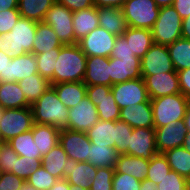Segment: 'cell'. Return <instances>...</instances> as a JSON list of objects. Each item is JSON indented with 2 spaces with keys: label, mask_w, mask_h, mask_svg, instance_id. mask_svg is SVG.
<instances>
[{
  "label": "cell",
  "mask_w": 190,
  "mask_h": 190,
  "mask_svg": "<svg viewBox=\"0 0 190 190\" xmlns=\"http://www.w3.org/2000/svg\"><path fill=\"white\" fill-rule=\"evenodd\" d=\"M2 173L3 171H2V168L0 167V178H1Z\"/></svg>",
  "instance_id": "66"
},
{
  "label": "cell",
  "mask_w": 190,
  "mask_h": 190,
  "mask_svg": "<svg viewBox=\"0 0 190 190\" xmlns=\"http://www.w3.org/2000/svg\"><path fill=\"white\" fill-rule=\"evenodd\" d=\"M11 55L0 50V82H9V61Z\"/></svg>",
  "instance_id": "53"
},
{
  "label": "cell",
  "mask_w": 190,
  "mask_h": 190,
  "mask_svg": "<svg viewBox=\"0 0 190 190\" xmlns=\"http://www.w3.org/2000/svg\"><path fill=\"white\" fill-rule=\"evenodd\" d=\"M67 129L87 132L99 121L96 106L86 95L74 108L69 109Z\"/></svg>",
  "instance_id": "14"
},
{
  "label": "cell",
  "mask_w": 190,
  "mask_h": 190,
  "mask_svg": "<svg viewBox=\"0 0 190 190\" xmlns=\"http://www.w3.org/2000/svg\"><path fill=\"white\" fill-rule=\"evenodd\" d=\"M20 190H38V189H36L34 186L25 181Z\"/></svg>",
  "instance_id": "63"
},
{
  "label": "cell",
  "mask_w": 190,
  "mask_h": 190,
  "mask_svg": "<svg viewBox=\"0 0 190 190\" xmlns=\"http://www.w3.org/2000/svg\"><path fill=\"white\" fill-rule=\"evenodd\" d=\"M25 180L11 172H3L0 178V190H20Z\"/></svg>",
  "instance_id": "49"
},
{
  "label": "cell",
  "mask_w": 190,
  "mask_h": 190,
  "mask_svg": "<svg viewBox=\"0 0 190 190\" xmlns=\"http://www.w3.org/2000/svg\"><path fill=\"white\" fill-rule=\"evenodd\" d=\"M183 147L190 153V133L186 135V138L184 140Z\"/></svg>",
  "instance_id": "62"
},
{
  "label": "cell",
  "mask_w": 190,
  "mask_h": 190,
  "mask_svg": "<svg viewBox=\"0 0 190 190\" xmlns=\"http://www.w3.org/2000/svg\"><path fill=\"white\" fill-rule=\"evenodd\" d=\"M91 144L106 145L114 147V121H104L99 119L96 124L87 132Z\"/></svg>",
  "instance_id": "35"
},
{
  "label": "cell",
  "mask_w": 190,
  "mask_h": 190,
  "mask_svg": "<svg viewBox=\"0 0 190 190\" xmlns=\"http://www.w3.org/2000/svg\"><path fill=\"white\" fill-rule=\"evenodd\" d=\"M117 36L102 27L93 29L78 41V45L87 57H110Z\"/></svg>",
  "instance_id": "10"
},
{
  "label": "cell",
  "mask_w": 190,
  "mask_h": 190,
  "mask_svg": "<svg viewBox=\"0 0 190 190\" xmlns=\"http://www.w3.org/2000/svg\"><path fill=\"white\" fill-rule=\"evenodd\" d=\"M171 170L166 157L163 153H157L149 160L146 179L151 180L157 185Z\"/></svg>",
  "instance_id": "40"
},
{
  "label": "cell",
  "mask_w": 190,
  "mask_h": 190,
  "mask_svg": "<svg viewBox=\"0 0 190 190\" xmlns=\"http://www.w3.org/2000/svg\"><path fill=\"white\" fill-rule=\"evenodd\" d=\"M112 58H139L133 54L131 48L129 47V43L123 35L117 36L111 55Z\"/></svg>",
  "instance_id": "47"
},
{
  "label": "cell",
  "mask_w": 190,
  "mask_h": 190,
  "mask_svg": "<svg viewBox=\"0 0 190 190\" xmlns=\"http://www.w3.org/2000/svg\"><path fill=\"white\" fill-rule=\"evenodd\" d=\"M184 123L188 129V132L190 133V106L188 107V109L186 111Z\"/></svg>",
  "instance_id": "61"
},
{
  "label": "cell",
  "mask_w": 190,
  "mask_h": 190,
  "mask_svg": "<svg viewBox=\"0 0 190 190\" xmlns=\"http://www.w3.org/2000/svg\"><path fill=\"white\" fill-rule=\"evenodd\" d=\"M141 76L144 79L147 75H154L163 72H176L174 69L168 47L153 44L141 58Z\"/></svg>",
  "instance_id": "12"
},
{
  "label": "cell",
  "mask_w": 190,
  "mask_h": 190,
  "mask_svg": "<svg viewBox=\"0 0 190 190\" xmlns=\"http://www.w3.org/2000/svg\"><path fill=\"white\" fill-rule=\"evenodd\" d=\"M3 144H4L3 142H0V153H1V146H2Z\"/></svg>",
  "instance_id": "67"
},
{
  "label": "cell",
  "mask_w": 190,
  "mask_h": 190,
  "mask_svg": "<svg viewBox=\"0 0 190 190\" xmlns=\"http://www.w3.org/2000/svg\"><path fill=\"white\" fill-rule=\"evenodd\" d=\"M181 36L183 39L190 40V14L188 17L182 19Z\"/></svg>",
  "instance_id": "56"
},
{
  "label": "cell",
  "mask_w": 190,
  "mask_h": 190,
  "mask_svg": "<svg viewBox=\"0 0 190 190\" xmlns=\"http://www.w3.org/2000/svg\"><path fill=\"white\" fill-rule=\"evenodd\" d=\"M140 58H112L110 62V77L112 85L126 82L131 79L141 78Z\"/></svg>",
  "instance_id": "21"
},
{
  "label": "cell",
  "mask_w": 190,
  "mask_h": 190,
  "mask_svg": "<svg viewBox=\"0 0 190 190\" xmlns=\"http://www.w3.org/2000/svg\"><path fill=\"white\" fill-rule=\"evenodd\" d=\"M33 121L65 129L68 126L69 109L59 100L50 86L32 105Z\"/></svg>",
  "instance_id": "2"
},
{
  "label": "cell",
  "mask_w": 190,
  "mask_h": 190,
  "mask_svg": "<svg viewBox=\"0 0 190 190\" xmlns=\"http://www.w3.org/2000/svg\"><path fill=\"white\" fill-rule=\"evenodd\" d=\"M18 9H8L0 12V34L8 33L20 18Z\"/></svg>",
  "instance_id": "48"
},
{
  "label": "cell",
  "mask_w": 190,
  "mask_h": 190,
  "mask_svg": "<svg viewBox=\"0 0 190 190\" xmlns=\"http://www.w3.org/2000/svg\"><path fill=\"white\" fill-rule=\"evenodd\" d=\"M97 167L90 162H78L69 159L64 166L63 179L69 184H75L89 190L90 183L95 178Z\"/></svg>",
  "instance_id": "19"
},
{
  "label": "cell",
  "mask_w": 190,
  "mask_h": 190,
  "mask_svg": "<svg viewBox=\"0 0 190 190\" xmlns=\"http://www.w3.org/2000/svg\"><path fill=\"white\" fill-rule=\"evenodd\" d=\"M158 7L172 6L174 0H154Z\"/></svg>",
  "instance_id": "60"
},
{
  "label": "cell",
  "mask_w": 190,
  "mask_h": 190,
  "mask_svg": "<svg viewBox=\"0 0 190 190\" xmlns=\"http://www.w3.org/2000/svg\"><path fill=\"white\" fill-rule=\"evenodd\" d=\"M37 73V60L33 53L22 54L9 61V82H19Z\"/></svg>",
  "instance_id": "25"
},
{
  "label": "cell",
  "mask_w": 190,
  "mask_h": 190,
  "mask_svg": "<svg viewBox=\"0 0 190 190\" xmlns=\"http://www.w3.org/2000/svg\"><path fill=\"white\" fill-rule=\"evenodd\" d=\"M86 95L96 106L99 119L104 121L119 120L120 108L111 92V86H87Z\"/></svg>",
  "instance_id": "9"
},
{
  "label": "cell",
  "mask_w": 190,
  "mask_h": 190,
  "mask_svg": "<svg viewBox=\"0 0 190 190\" xmlns=\"http://www.w3.org/2000/svg\"><path fill=\"white\" fill-rule=\"evenodd\" d=\"M180 92L190 100V68L177 72Z\"/></svg>",
  "instance_id": "52"
},
{
  "label": "cell",
  "mask_w": 190,
  "mask_h": 190,
  "mask_svg": "<svg viewBox=\"0 0 190 190\" xmlns=\"http://www.w3.org/2000/svg\"><path fill=\"white\" fill-rule=\"evenodd\" d=\"M188 187V180L173 170L157 184L158 190H187Z\"/></svg>",
  "instance_id": "45"
},
{
  "label": "cell",
  "mask_w": 190,
  "mask_h": 190,
  "mask_svg": "<svg viewBox=\"0 0 190 190\" xmlns=\"http://www.w3.org/2000/svg\"><path fill=\"white\" fill-rule=\"evenodd\" d=\"M111 92L120 109L131 104L147 102L150 99L142 77L113 84Z\"/></svg>",
  "instance_id": "11"
},
{
  "label": "cell",
  "mask_w": 190,
  "mask_h": 190,
  "mask_svg": "<svg viewBox=\"0 0 190 190\" xmlns=\"http://www.w3.org/2000/svg\"><path fill=\"white\" fill-rule=\"evenodd\" d=\"M60 49L61 47H57L51 49L50 51L48 50V52L35 55L37 60V71L42 77H45L48 80L53 77L54 68Z\"/></svg>",
  "instance_id": "39"
},
{
  "label": "cell",
  "mask_w": 190,
  "mask_h": 190,
  "mask_svg": "<svg viewBox=\"0 0 190 190\" xmlns=\"http://www.w3.org/2000/svg\"><path fill=\"white\" fill-rule=\"evenodd\" d=\"M109 57L91 56L86 60V73L83 82L86 86H112Z\"/></svg>",
  "instance_id": "20"
},
{
  "label": "cell",
  "mask_w": 190,
  "mask_h": 190,
  "mask_svg": "<svg viewBox=\"0 0 190 190\" xmlns=\"http://www.w3.org/2000/svg\"><path fill=\"white\" fill-rule=\"evenodd\" d=\"M55 2L56 0H18V10L22 18L39 23Z\"/></svg>",
  "instance_id": "31"
},
{
  "label": "cell",
  "mask_w": 190,
  "mask_h": 190,
  "mask_svg": "<svg viewBox=\"0 0 190 190\" xmlns=\"http://www.w3.org/2000/svg\"><path fill=\"white\" fill-rule=\"evenodd\" d=\"M72 22L75 44H77L79 40L89 34L93 29L99 27L97 7L93 6L73 12Z\"/></svg>",
  "instance_id": "23"
},
{
  "label": "cell",
  "mask_w": 190,
  "mask_h": 190,
  "mask_svg": "<svg viewBox=\"0 0 190 190\" xmlns=\"http://www.w3.org/2000/svg\"><path fill=\"white\" fill-rule=\"evenodd\" d=\"M68 160V155L58 143L46 155L42 157L41 164L47 172L55 178L63 179L64 166Z\"/></svg>",
  "instance_id": "33"
},
{
  "label": "cell",
  "mask_w": 190,
  "mask_h": 190,
  "mask_svg": "<svg viewBox=\"0 0 190 190\" xmlns=\"http://www.w3.org/2000/svg\"><path fill=\"white\" fill-rule=\"evenodd\" d=\"M31 130L34 142L42 156L59 143L60 129L57 127L34 123Z\"/></svg>",
  "instance_id": "27"
},
{
  "label": "cell",
  "mask_w": 190,
  "mask_h": 190,
  "mask_svg": "<svg viewBox=\"0 0 190 190\" xmlns=\"http://www.w3.org/2000/svg\"><path fill=\"white\" fill-rule=\"evenodd\" d=\"M57 3L67 7L72 12L93 7V0H56Z\"/></svg>",
  "instance_id": "51"
},
{
  "label": "cell",
  "mask_w": 190,
  "mask_h": 190,
  "mask_svg": "<svg viewBox=\"0 0 190 190\" xmlns=\"http://www.w3.org/2000/svg\"><path fill=\"white\" fill-rule=\"evenodd\" d=\"M154 129L158 153H164L167 150L182 147L188 134L184 120L178 122L173 121L166 126Z\"/></svg>",
  "instance_id": "16"
},
{
  "label": "cell",
  "mask_w": 190,
  "mask_h": 190,
  "mask_svg": "<svg viewBox=\"0 0 190 190\" xmlns=\"http://www.w3.org/2000/svg\"><path fill=\"white\" fill-rule=\"evenodd\" d=\"M122 35L129 43L133 54L140 59L154 44L152 31L150 29L129 27Z\"/></svg>",
  "instance_id": "26"
},
{
  "label": "cell",
  "mask_w": 190,
  "mask_h": 190,
  "mask_svg": "<svg viewBox=\"0 0 190 190\" xmlns=\"http://www.w3.org/2000/svg\"><path fill=\"white\" fill-rule=\"evenodd\" d=\"M59 144L69 159H74L78 162H88L91 141L87 133L67 128L60 129Z\"/></svg>",
  "instance_id": "13"
},
{
  "label": "cell",
  "mask_w": 190,
  "mask_h": 190,
  "mask_svg": "<svg viewBox=\"0 0 190 190\" xmlns=\"http://www.w3.org/2000/svg\"><path fill=\"white\" fill-rule=\"evenodd\" d=\"M163 154L171 170L188 180L190 177V153L182 146L167 150Z\"/></svg>",
  "instance_id": "36"
},
{
  "label": "cell",
  "mask_w": 190,
  "mask_h": 190,
  "mask_svg": "<svg viewBox=\"0 0 190 190\" xmlns=\"http://www.w3.org/2000/svg\"><path fill=\"white\" fill-rule=\"evenodd\" d=\"M119 120L132 128H154L151 100L121 108Z\"/></svg>",
  "instance_id": "18"
},
{
  "label": "cell",
  "mask_w": 190,
  "mask_h": 190,
  "mask_svg": "<svg viewBox=\"0 0 190 190\" xmlns=\"http://www.w3.org/2000/svg\"><path fill=\"white\" fill-rule=\"evenodd\" d=\"M172 6L179 13L182 19L190 14V0H174Z\"/></svg>",
  "instance_id": "54"
},
{
  "label": "cell",
  "mask_w": 190,
  "mask_h": 190,
  "mask_svg": "<svg viewBox=\"0 0 190 190\" xmlns=\"http://www.w3.org/2000/svg\"><path fill=\"white\" fill-rule=\"evenodd\" d=\"M51 87L55 90L59 100L68 109L74 108L86 96L87 86L81 82H62L52 84Z\"/></svg>",
  "instance_id": "24"
},
{
  "label": "cell",
  "mask_w": 190,
  "mask_h": 190,
  "mask_svg": "<svg viewBox=\"0 0 190 190\" xmlns=\"http://www.w3.org/2000/svg\"><path fill=\"white\" fill-rule=\"evenodd\" d=\"M19 85L27 102L32 105L51 86L50 81L39 73L20 80Z\"/></svg>",
  "instance_id": "32"
},
{
  "label": "cell",
  "mask_w": 190,
  "mask_h": 190,
  "mask_svg": "<svg viewBox=\"0 0 190 190\" xmlns=\"http://www.w3.org/2000/svg\"><path fill=\"white\" fill-rule=\"evenodd\" d=\"M151 100L154 128L166 126L170 122L184 120L190 100L182 93L161 96Z\"/></svg>",
  "instance_id": "4"
},
{
  "label": "cell",
  "mask_w": 190,
  "mask_h": 190,
  "mask_svg": "<svg viewBox=\"0 0 190 190\" xmlns=\"http://www.w3.org/2000/svg\"><path fill=\"white\" fill-rule=\"evenodd\" d=\"M0 105L5 109L31 107L18 82H0Z\"/></svg>",
  "instance_id": "30"
},
{
  "label": "cell",
  "mask_w": 190,
  "mask_h": 190,
  "mask_svg": "<svg viewBox=\"0 0 190 190\" xmlns=\"http://www.w3.org/2000/svg\"><path fill=\"white\" fill-rule=\"evenodd\" d=\"M114 173V168H97V173L90 183L89 190H112Z\"/></svg>",
  "instance_id": "44"
},
{
  "label": "cell",
  "mask_w": 190,
  "mask_h": 190,
  "mask_svg": "<svg viewBox=\"0 0 190 190\" xmlns=\"http://www.w3.org/2000/svg\"><path fill=\"white\" fill-rule=\"evenodd\" d=\"M167 47L176 72L190 68V40L180 38Z\"/></svg>",
  "instance_id": "38"
},
{
  "label": "cell",
  "mask_w": 190,
  "mask_h": 190,
  "mask_svg": "<svg viewBox=\"0 0 190 190\" xmlns=\"http://www.w3.org/2000/svg\"><path fill=\"white\" fill-rule=\"evenodd\" d=\"M133 128L121 120L114 121V148L119 154L128 155V146Z\"/></svg>",
  "instance_id": "41"
},
{
  "label": "cell",
  "mask_w": 190,
  "mask_h": 190,
  "mask_svg": "<svg viewBox=\"0 0 190 190\" xmlns=\"http://www.w3.org/2000/svg\"><path fill=\"white\" fill-rule=\"evenodd\" d=\"M129 27L152 29L160 7L154 0H126L122 7Z\"/></svg>",
  "instance_id": "6"
},
{
  "label": "cell",
  "mask_w": 190,
  "mask_h": 190,
  "mask_svg": "<svg viewBox=\"0 0 190 190\" xmlns=\"http://www.w3.org/2000/svg\"><path fill=\"white\" fill-rule=\"evenodd\" d=\"M19 155L30 158H39L42 161V154L34 142L32 130L19 134L7 142Z\"/></svg>",
  "instance_id": "37"
},
{
  "label": "cell",
  "mask_w": 190,
  "mask_h": 190,
  "mask_svg": "<svg viewBox=\"0 0 190 190\" xmlns=\"http://www.w3.org/2000/svg\"><path fill=\"white\" fill-rule=\"evenodd\" d=\"M149 160L127 154H120L114 170L118 173L129 174L139 181L146 179Z\"/></svg>",
  "instance_id": "28"
},
{
  "label": "cell",
  "mask_w": 190,
  "mask_h": 190,
  "mask_svg": "<svg viewBox=\"0 0 190 190\" xmlns=\"http://www.w3.org/2000/svg\"><path fill=\"white\" fill-rule=\"evenodd\" d=\"M69 190H88V189L83 188L81 186H77L75 184H69Z\"/></svg>",
  "instance_id": "64"
},
{
  "label": "cell",
  "mask_w": 190,
  "mask_h": 190,
  "mask_svg": "<svg viewBox=\"0 0 190 190\" xmlns=\"http://www.w3.org/2000/svg\"><path fill=\"white\" fill-rule=\"evenodd\" d=\"M99 26L116 36L122 35L128 28V23L122 9L117 7L97 8Z\"/></svg>",
  "instance_id": "22"
},
{
  "label": "cell",
  "mask_w": 190,
  "mask_h": 190,
  "mask_svg": "<svg viewBox=\"0 0 190 190\" xmlns=\"http://www.w3.org/2000/svg\"><path fill=\"white\" fill-rule=\"evenodd\" d=\"M57 178L51 175L45 170L43 165L40 167L25 180L38 190H49L56 182Z\"/></svg>",
  "instance_id": "43"
},
{
  "label": "cell",
  "mask_w": 190,
  "mask_h": 190,
  "mask_svg": "<svg viewBox=\"0 0 190 190\" xmlns=\"http://www.w3.org/2000/svg\"><path fill=\"white\" fill-rule=\"evenodd\" d=\"M158 153L154 128H133L129 140L128 155L150 160Z\"/></svg>",
  "instance_id": "15"
},
{
  "label": "cell",
  "mask_w": 190,
  "mask_h": 190,
  "mask_svg": "<svg viewBox=\"0 0 190 190\" xmlns=\"http://www.w3.org/2000/svg\"><path fill=\"white\" fill-rule=\"evenodd\" d=\"M144 82L150 99L181 93L177 72L147 75Z\"/></svg>",
  "instance_id": "17"
},
{
  "label": "cell",
  "mask_w": 190,
  "mask_h": 190,
  "mask_svg": "<svg viewBox=\"0 0 190 190\" xmlns=\"http://www.w3.org/2000/svg\"><path fill=\"white\" fill-rule=\"evenodd\" d=\"M49 190H69V183L66 179H59Z\"/></svg>",
  "instance_id": "58"
},
{
  "label": "cell",
  "mask_w": 190,
  "mask_h": 190,
  "mask_svg": "<svg viewBox=\"0 0 190 190\" xmlns=\"http://www.w3.org/2000/svg\"><path fill=\"white\" fill-rule=\"evenodd\" d=\"M87 56L78 44L63 45L57 57L50 84L81 82L86 73Z\"/></svg>",
  "instance_id": "1"
},
{
  "label": "cell",
  "mask_w": 190,
  "mask_h": 190,
  "mask_svg": "<svg viewBox=\"0 0 190 190\" xmlns=\"http://www.w3.org/2000/svg\"><path fill=\"white\" fill-rule=\"evenodd\" d=\"M4 111H5V108L0 105V119L3 116ZM0 142H2L1 136H0Z\"/></svg>",
  "instance_id": "65"
},
{
  "label": "cell",
  "mask_w": 190,
  "mask_h": 190,
  "mask_svg": "<svg viewBox=\"0 0 190 190\" xmlns=\"http://www.w3.org/2000/svg\"><path fill=\"white\" fill-rule=\"evenodd\" d=\"M62 46L63 44L50 25L43 21L37 23L32 50L34 55Z\"/></svg>",
  "instance_id": "29"
},
{
  "label": "cell",
  "mask_w": 190,
  "mask_h": 190,
  "mask_svg": "<svg viewBox=\"0 0 190 190\" xmlns=\"http://www.w3.org/2000/svg\"><path fill=\"white\" fill-rule=\"evenodd\" d=\"M41 165L39 158H30L26 156L14 157L13 170L11 173L26 180L29 175L33 174Z\"/></svg>",
  "instance_id": "42"
},
{
  "label": "cell",
  "mask_w": 190,
  "mask_h": 190,
  "mask_svg": "<svg viewBox=\"0 0 190 190\" xmlns=\"http://www.w3.org/2000/svg\"><path fill=\"white\" fill-rule=\"evenodd\" d=\"M140 190H158V188L153 181L144 179L141 181Z\"/></svg>",
  "instance_id": "59"
},
{
  "label": "cell",
  "mask_w": 190,
  "mask_h": 190,
  "mask_svg": "<svg viewBox=\"0 0 190 190\" xmlns=\"http://www.w3.org/2000/svg\"><path fill=\"white\" fill-rule=\"evenodd\" d=\"M126 0H93L95 7H117L122 9Z\"/></svg>",
  "instance_id": "55"
},
{
  "label": "cell",
  "mask_w": 190,
  "mask_h": 190,
  "mask_svg": "<svg viewBox=\"0 0 190 190\" xmlns=\"http://www.w3.org/2000/svg\"><path fill=\"white\" fill-rule=\"evenodd\" d=\"M72 18L71 10L55 2L46 12L43 22L52 27L63 45H73L75 36Z\"/></svg>",
  "instance_id": "8"
},
{
  "label": "cell",
  "mask_w": 190,
  "mask_h": 190,
  "mask_svg": "<svg viewBox=\"0 0 190 190\" xmlns=\"http://www.w3.org/2000/svg\"><path fill=\"white\" fill-rule=\"evenodd\" d=\"M34 124L31 107L5 109L0 119V136L3 143L32 129Z\"/></svg>",
  "instance_id": "7"
},
{
  "label": "cell",
  "mask_w": 190,
  "mask_h": 190,
  "mask_svg": "<svg viewBox=\"0 0 190 190\" xmlns=\"http://www.w3.org/2000/svg\"><path fill=\"white\" fill-rule=\"evenodd\" d=\"M151 31L155 44L168 46L182 38V18L173 6L161 7Z\"/></svg>",
  "instance_id": "5"
},
{
  "label": "cell",
  "mask_w": 190,
  "mask_h": 190,
  "mask_svg": "<svg viewBox=\"0 0 190 190\" xmlns=\"http://www.w3.org/2000/svg\"><path fill=\"white\" fill-rule=\"evenodd\" d=\"M141 181L129 174L115 172L112 180V190H140Z\"/></svg>",
  "instance_id": "46"
},
{
  "label": "cell",
  "mask_w": 190,
  "mask_h": 190,
  "mask_svg": "<svg viewBox=\"0 0 190 190\" xmlns=\"http://www.w3.org/2000/svg\"><path fill=\"white\" fill-rule=\"evenodd\" d=\"M16 155L17 153L11 148L8 143H4L1 146L0 167L2 168L3 172H12L14 157Z\"/></svg>",
  "instance_id": "50"
},
{
  "label": "cell",
  "mask_w": 190,
  "mask_h": 190,
  "mask_svg": "<svg viewBox=\"0 0 190 190\" xmlns=\"http://www.w3.org/2000/svg\"><path fill=\"white\" fill-rule=\"evenodd\" d=\"M119 155L114 147L91 144L88 162L97 168H114Z\"/></svg>",
  "instance_id": "34"
},
{
  "label": "cell",
  "mask_w": 190,
  "mask_h": 190,
  "mask_svg": "<svg viewBox=\"0 0 190 190\" xmlns=\"http://www.w3.org/2000/svg\"><path fill=\"white\" fill-rule=\"evenodd\" d=\"M8 9H18V0H0V12Z\"/></svg>",
  "instance_id": "57"
},
{
  "label": "cell",
  "mask_w": 190,
  "mask_h": 190,
  "mask_svg": "<svg viewBox=\"0 0 190 190\" xmlns=\"http://www.w3.org/2000/svg\"><path fill=\"white\" fill-rule=\"evenodd\" d=\"M37 23L20 17L8 33L0 34V50L12 58L32 53Z\"/></svg>",
  "instance_id": "3"
}]
</instances>
